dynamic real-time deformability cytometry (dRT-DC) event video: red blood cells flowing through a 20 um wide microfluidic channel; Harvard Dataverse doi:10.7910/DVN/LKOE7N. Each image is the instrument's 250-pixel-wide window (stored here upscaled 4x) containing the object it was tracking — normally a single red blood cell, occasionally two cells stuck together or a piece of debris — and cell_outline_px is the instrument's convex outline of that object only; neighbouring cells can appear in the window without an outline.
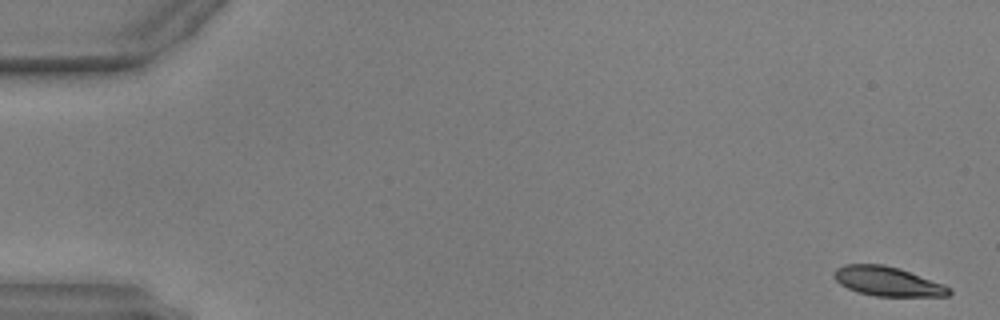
{"species": "common noctule bat (a hibernating species)", "species_latin": "Nyctalus noctula", "temperature_condition": "warm", "stored_images_in_passage": 21, "camera_frame_rate_fps": 3000, "um_per_image_px": 0.085, "animal": {"sex": "male", "body_mass_g": 17.9, "forearm_length_mm": 54.2}, "frame": {"image": 1, "passage_image": 1, "time_ms": 0.0, "image_size_px": [1000, 320], "cell_outline_px": [[952, 292], [948, 296], [876, 296], [856, 292], [840, 284], [836, 280], [836, 268], [844, 264], [884, 264], [900, 268], [944, 284], [952, 288]], "centroid_in_image_um": [75.49, 23.91], "position_along_channel_um": 9.5, "area_um2": 19.71}}
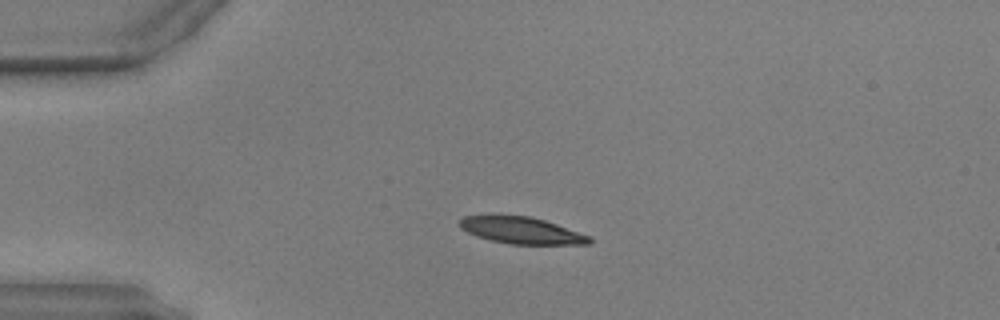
{"frame": {"image": 2, "passage_image": 12, "time_ms": 3.667, "image_size_px": [1000, 320], "cell_outline_px": [[592, 240], [588, 244], [508, 244], [476, 236], [460, 228], [460, 220], [464, 216], [528, 216], [544, 220], [592, 236]], "centroid_in_image_um": [44.36, 19.6], "position_along_channel_um": 40.6, "area_um2": 19.88}}
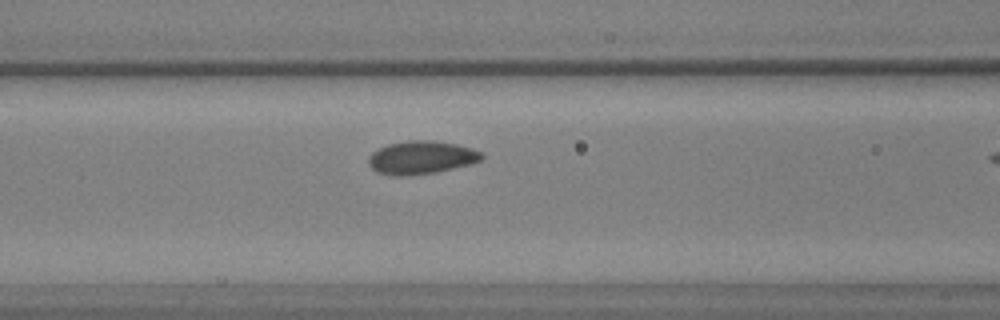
{"frame": {"image": 3, "passage_image": 20, "time_ms": 6.333, "image_size_px": [1000, 320], "cell_outline_px": [[484, 156], [480, 160], [468, 164], [436, 172], [408, 176], [392, 176], [376, 172], [368, 164], [368, 160], [372, 152], [388, 144], [408, 140], [424, 140], [456, 144], [472, 148], [480, 152]], "centroid_in_image_um": [35.76, 13.4], "position_along_channel_um": 130.8, "area_um2": 21.68}}